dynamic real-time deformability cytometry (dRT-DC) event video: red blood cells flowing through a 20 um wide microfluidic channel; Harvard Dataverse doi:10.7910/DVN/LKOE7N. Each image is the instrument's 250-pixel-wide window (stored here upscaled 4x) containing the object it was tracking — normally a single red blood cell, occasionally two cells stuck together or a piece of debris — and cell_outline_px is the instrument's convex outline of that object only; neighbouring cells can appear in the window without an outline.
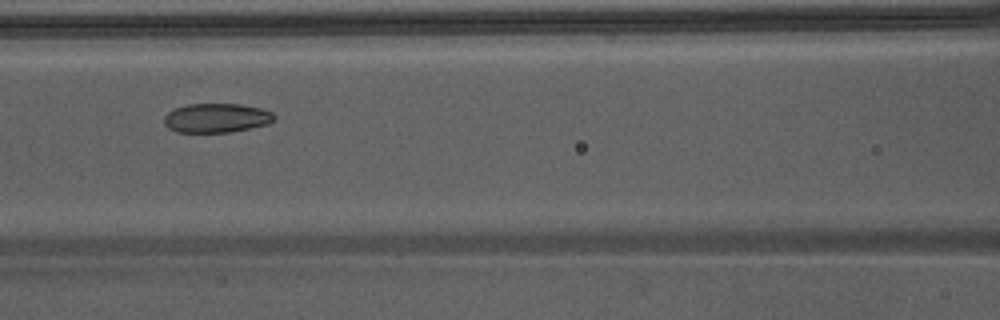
{"species": "Egyptian fruit bat (a non-hibernating species)", "species_latin": "Rousettus aegyptiacus", "temperature_condition": "warm", "stored_images_in_passage": 33, "camera_frame_rate_fps": 3000, "um_per_image_px": 0.085, "animal": {"sex": "male"}, "frame": {"image": 1, "passage_image": 8, "time_ms": 2.333, "image_size_px": [1000, 320], "cell_outline_px": [[276, 120], [268, 124], [232, 132], [176, 132], [168, 128], [164, 124], [164, 116], [168, 112], [176, 108], [188, 104], [240, 104], [260, 108], [272, 112], [276, 116]], "centroid_in_image_um": [18.42, 10.03], "position_along_channel_um": 148.2, "area_um2": 18.84}}
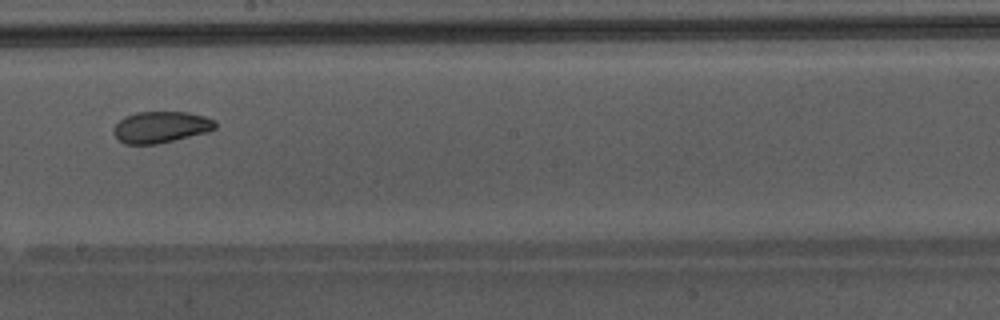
{"frame": {"image": 2, "passage_image": 14, "time_ms": 4.333, "image_size_px": [1000, 320], "cell_outline_px": [[216, 128], [208, 132], [156, 144], [124, 144], [112, 132], [112, 128], [124, 116], [136, 112], [188, 112], [204, 116], [216, 120]], "centroid_in_image_um": [13.67, 10.79], "position_along_channel_um": 234.5, "area_um2": 18.67}}
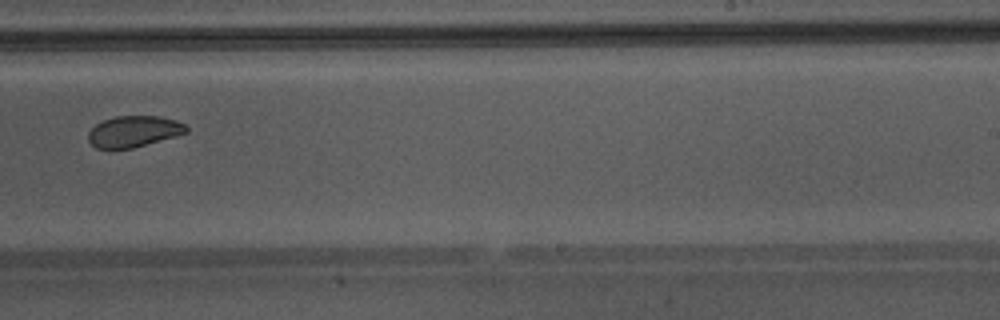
{"frame": {"image": 3, "passage_image": 17, "time_ms": 5.333, "image_size_px": [1000, 320], "cell_outline_px": [[188, 132], [176, 136], [132, 148], [96, 148], [88, 140], [88, 132], [96, 124], [104, 120], [116, 116], [160, 116], [176, 120], [184, 124], [188, 128]], "centroid_in_image_um": [11.38, 11.16], "position_along_channel_um": 277.6, "area_um2": 17.69}, "authors_computed_cell_mechanics": {"area_um2": 19.652, "velocity_mm_per_s": 4.3295, "shape_relaxation_time_tau1_ms": 4.1891, "shape_relaxation_time_tau2_ms": 1.3396, "deformation_change_tau1": 0.0916, "deformation_change_tau2": 0.0546}}